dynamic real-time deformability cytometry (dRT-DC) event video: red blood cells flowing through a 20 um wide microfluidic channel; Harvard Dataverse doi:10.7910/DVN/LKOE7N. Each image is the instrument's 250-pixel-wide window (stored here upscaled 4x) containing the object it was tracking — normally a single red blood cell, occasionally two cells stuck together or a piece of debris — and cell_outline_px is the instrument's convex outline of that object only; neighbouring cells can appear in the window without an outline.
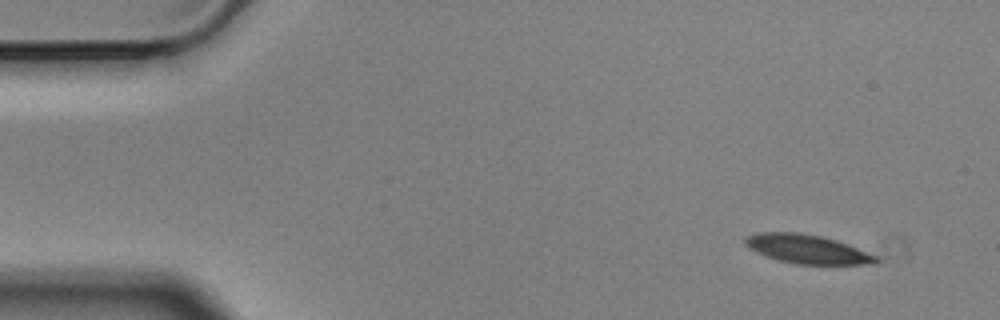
{"species": "Egyptian fruit bat (a non-hibernating species)", "species_latin": "Rousettus aegyptiacus", "temperature_condition": "cold", "stored_images_in_passage": 5, "segment_of_instrument_passage": [1, 2], "camera_frame_rate_fps": 3000, "um_per_image_px": 0.085, "animal": {"sex": "male"}, "frame": {"image": 1, "passage_image": 1, "time_ms": 0.0, "image_size_px": [1000, 320], "cell_outline_px": [[880, 260], [876, 264], [796, 264], [776, 260], [764, 256], [748, 248], [744, 244], [744, 240], [748, 236], [760, 232], [796, 232], [820, 236], [836, 240], [848, 244], [876, 256]], "centroid_in_image_um": [68.58, 21.18], "position_along_channel_um": 16.4, "area_um2": 22.02}}